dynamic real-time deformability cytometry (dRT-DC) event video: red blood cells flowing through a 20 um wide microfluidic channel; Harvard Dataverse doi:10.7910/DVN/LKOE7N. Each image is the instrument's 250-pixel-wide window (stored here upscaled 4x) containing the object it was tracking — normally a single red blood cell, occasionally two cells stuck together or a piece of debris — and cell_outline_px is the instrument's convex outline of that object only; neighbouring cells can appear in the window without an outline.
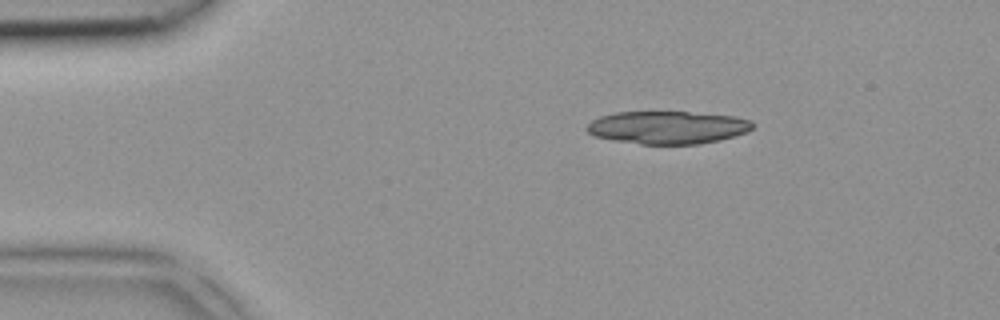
{"species": "common noctule bat (a hibernating species)", "species_latin": "Nyctalus noctula", "temperature_condition": "room temperature", "stored_images_in_passage": 3, "camera_frame_rate_fps": 3000, "um_per_image_px": 0.085, "animal": {"sex": "female", "body_mass_g": 18.4}, "frame": {"image": 1, "passage_image": 1, "time_ms": 0.0, "image_size_px": [1000, 320], "cell_outline_px": [[756, 124], [748, 132], [720, 140], [700, 144], [640, 144], [612, 140], [592, 136], [584, 128], [592, 120], [600, 116], [616, 112], [688, 112], [736, 116], [752, 120]], "centroid_in_image_um": [56.76, 10.83], "position_along_channel_um": 28.2, "area_um2": 32.02}}
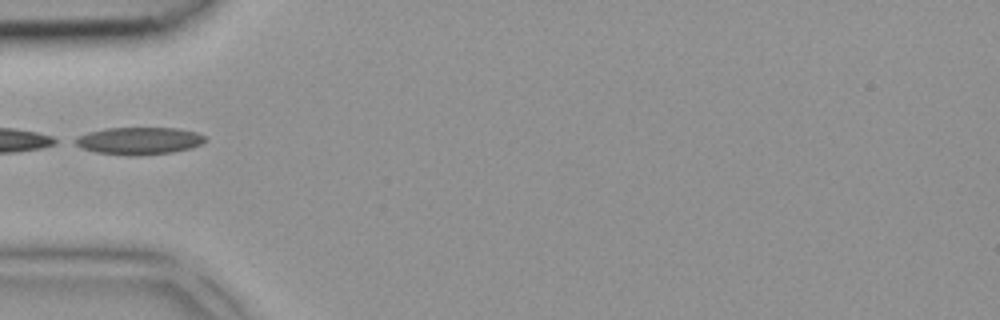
{"frame": {"image": 2, "passage_image": 3, "time_ms": 0.667, "image_size_px": [1000, 320], "cell_outline_px": [[208, 140], [192, 148], [172, 152], [136, 156], [128, 156], [96, 152], [80, 148], [72, 144], [68, 140], [76, 136], [88, 132], [104, 128], [180, 128], [196, 132], [204, 136]], "centroid_in_image_um": [11.73, 11.97], "position_along_channel_um": 73.3, "area_um2": 21.21}}